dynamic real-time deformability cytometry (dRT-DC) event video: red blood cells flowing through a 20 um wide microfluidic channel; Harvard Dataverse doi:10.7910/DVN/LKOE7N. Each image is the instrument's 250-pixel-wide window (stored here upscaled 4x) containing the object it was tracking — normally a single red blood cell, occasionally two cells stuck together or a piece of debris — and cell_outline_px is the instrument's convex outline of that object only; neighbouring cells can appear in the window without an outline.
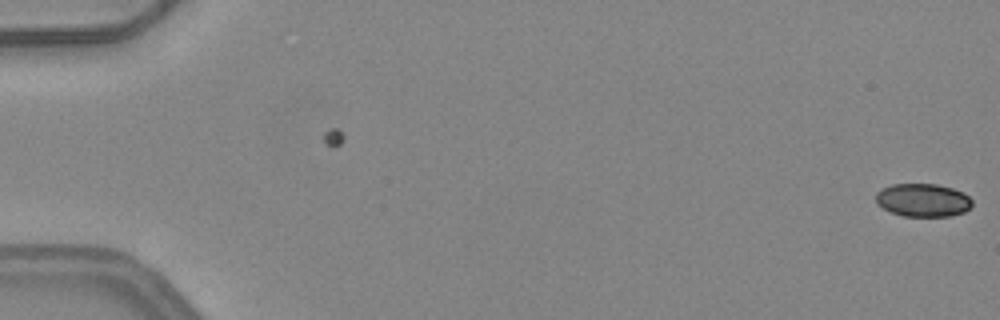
{"species": "common noctule bat (a hibernating species)", "species_latin": "Nyctalus noctula", "temperature_condition": "warm", "stored_images_in_passage": 5, "camera_frame_rate_fps": 3000, "um_per_image_px": 0.085, "animal": {"sex": "female", "body_mass_g": 24.6, "forearm_length_mm": 56.2}, "frame": {"image": 1, "passage_image": 1, "time_ms": 0.0, "image_size_px": [1000, 320], "cell_outline_px": [[972, 204], [964, 212], [952, 216], [904, 216], [892, 212], [876, 204], [876, 192], [892, 184], [936, 184], [952, 188], [964, 192], [972, 200]], "centroid_in_image_um": [78.46, 17.01], "position_along_channel_um": 6.5, "area_um2": 18.55}}
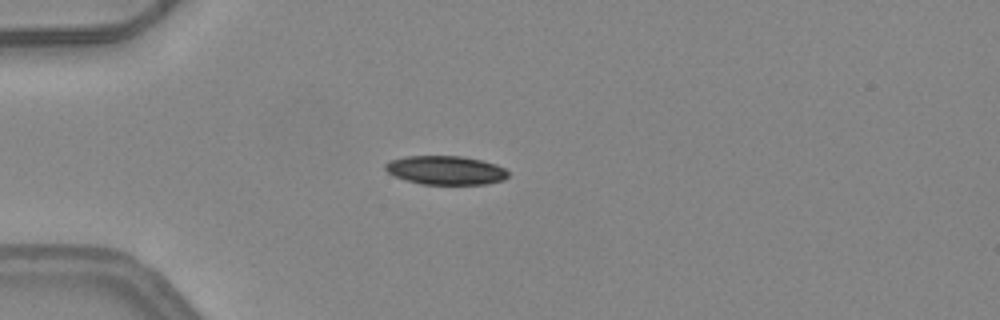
{"frame": {"image": 2, "passage_image": 5, "time_ms": 1.333, "image_size_px": [1000, 320], "cell_outline_px": [[508, 176], [504, 180], [488, 184], [420, 184], [396, 176], [388, 172], [384, 168], [384, 164], [392, 160], [404, 156], [460, 156], [480, 160], [496, 164], [504, 168], [508, 172]], "centroid_in_image_um": [37.9, 14.47], "position_along_channel_um": 47.1, "area_um2": 20.52}}